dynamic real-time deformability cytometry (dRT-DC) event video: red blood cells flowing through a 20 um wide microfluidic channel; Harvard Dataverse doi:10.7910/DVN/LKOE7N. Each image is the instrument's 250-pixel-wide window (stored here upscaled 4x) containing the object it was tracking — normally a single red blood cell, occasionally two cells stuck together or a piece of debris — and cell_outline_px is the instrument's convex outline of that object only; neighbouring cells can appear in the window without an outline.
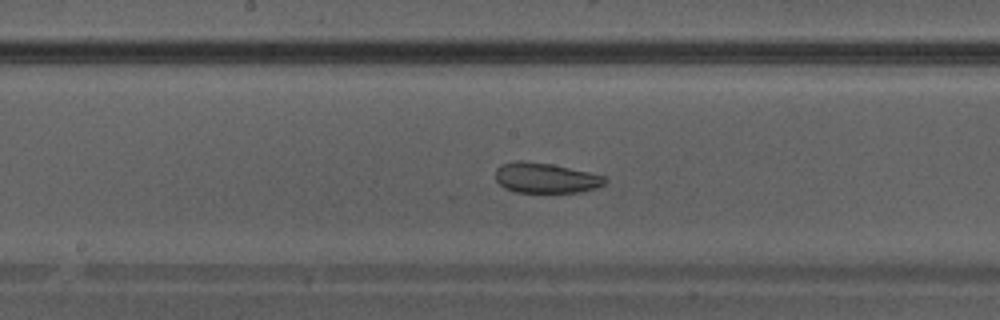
{"species": "Egyptian fruit bat (a non-hibernating species)", "species_latin": "Rousettus aegyptiacus", "temperature_condition": "warm", "stored_images_in_passage": 35, "camera_frame_rate_fps": 3000, "um_per_image_px": 0.085, "animal": {"sex": "male"}, "frame": {"image": 1, "passage_image": 16, "time_ms": 5.0, "image_size_px": [1000, 320], "cell_outline_px": [[608, 180], [604, 184], [596, 188], [580, 192], [516, 192], [504, 188], [496, 180], [496, 168], [500, 164], [516, 160], [524, 160], [552, 164], [588, 172], [604, 176]], "centroid_in_image_um": [46.35, 15.11], "position_along_channel_um": 201.8, "area_um2": 19.36}}
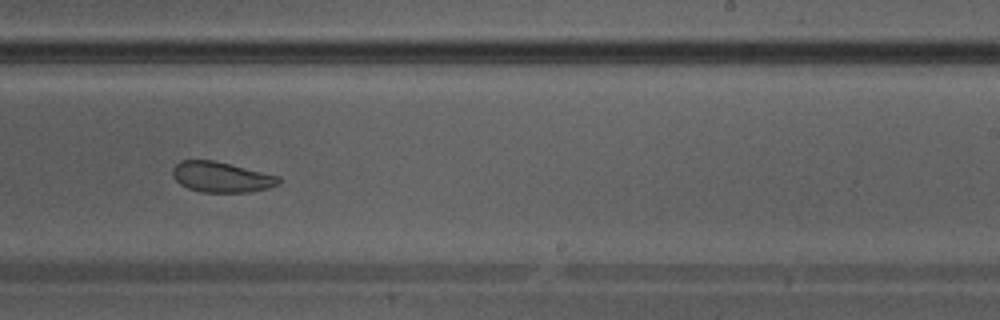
{"frame": {"image": 2, "passage_image": 20, "time_ms": 6.333, "image_size_px": [1000, 320], "cell_outline_px": [[280, 184], [268, 188], [248, 192], [200, 192], [188, 188], [180, 184], [172, 176], [172, 168], [180, 160], [212, 160], [280, 176]], "centroid_in_image_um": [18.8, 15.05], "position_along_channel_um": 270.2, "area_um2": 18.79}}